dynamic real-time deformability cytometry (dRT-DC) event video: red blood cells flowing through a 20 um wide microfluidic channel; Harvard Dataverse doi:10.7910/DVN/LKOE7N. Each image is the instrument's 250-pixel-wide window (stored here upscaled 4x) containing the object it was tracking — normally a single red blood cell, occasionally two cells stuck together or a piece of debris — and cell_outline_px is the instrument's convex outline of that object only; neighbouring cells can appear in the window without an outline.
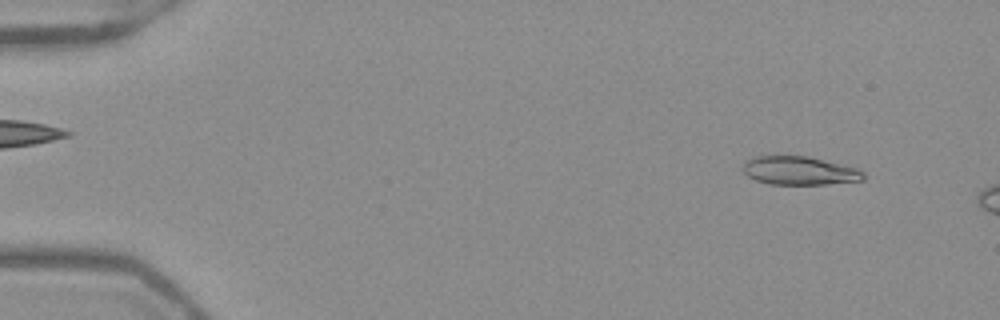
{"species": "Egyptian fruit bat (a non-hibernating species)", "species_latin": "Rousettus aegyptiacus", "temperature_condition": "warm", "stored_images_in_passage": 10, "camera_frame_rate_fps": 3000, "um_per_image_px": 0.085, "frame": {"image": 1, "passage_image": 5, "time_ms": 1.333, "image_size_px": [1000, 320], "cell_outline_px": [[864, 180], [824, 184], [768, 184], [756, 180], [748, 176], [744, 172], [744, 160], [752, 156], [808, 156], [856, 168], [864, 172]], "centroid_in_image_um": [67.92, 14.5], "position_along_channel_um": 17.1, "area_um2": 19.88}}